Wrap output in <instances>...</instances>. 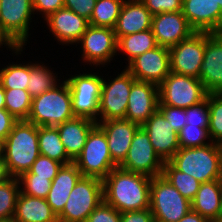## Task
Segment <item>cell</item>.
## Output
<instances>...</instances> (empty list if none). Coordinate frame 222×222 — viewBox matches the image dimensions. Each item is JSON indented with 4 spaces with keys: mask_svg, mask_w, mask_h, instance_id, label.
<instances>
[{
    "mask_svg": "<svg viewBox=\"0 0 222 222\" xmlns=\"http://www.w3.org/2000/svg\"><path fill=\"white\" fill-rule=\"evenodd\" d=\"M151 179L116 167L103 179L104 201L120 213L148 209Z\"/></svg>",
    "mask_w": 222,
    "mask_h": 222,
    "instance_id": "cell-1",
    "label": "cell"
},
{
    "mask_svg": "<svg viewBox=\"0 0 222 222\" xmlns=\"http://www.w3.org/2000/svg\"><path fill=\"white\" fill-rule=\"evenodd\" d=\"M39 155L38 126L27 120L17 121L4 146V158L11 176L18 178L28 172Z\"/></svg>",
    "mask_w": 222,
    "mask_h": 222,
    "instance_id": "cell-2",
    "label": "cell"
},
{
    "mask_svg": "<svg viewBox=\"0 0 222 222\" xmlns=\"http://www.w3.org/2000/svg\"><path fill=\"white\" fill-rule=\"evenodd\" d=\"M169 162L201 183L218 180L222 175L220 147L211 141L206 146L180 148Z\"/></svg>",
    "mask_w": 222,
    "mask_h": 222,
    "instance_id": "cell-3",
    "label": "cell"
},
{
    "mask_svg": "<svg viewBox=\"0 0 222 222\" xmlns=\"http://www.w3.org/2000/svg\"><path fill=\"white\" fill-rule=\"evenodd\" d=\"M32 98L27 121L36 126H56L74 118L71 92L65 81Z\"/></svg>",
    "mask_w": 222,
    "mask_h": 222,
    "instance_id": "cell-4",
    "label": "cell"
},
{
    "mask_svg": "<svg viewBox=\"0 0 222 222\" xmlns=\"http://www.w3.org/2000/svg\"><path fill=\"white\" fill-rule=\"evenodd\" d=\"M149 208L157 222H178L191 210V202L160 175L151 179Z\"/></svg>",
    "mask_w": 222,
    "mask_h": 222,
    "instance_id": "cell-5",
    "label": "cell"
},
{
    "mask_svg": "<svg viewBox=\"0 0 222 222\" xmlns=\"http://www.w3.org/2000/svg\"><path fill=\"white\" fill-rule=\"evenodd\" d=\"M104 200L103 180L81 176L71 190L59 222H86L91 212Z\"/></svg>",
    "mask_w": 222,
    "mask_h": 222,
    "instance_id": "cell-6",
    "label": "cell"
},
{
    "mask_svg": "<svg viewBox=\"0 0 222 222\" xmlns=\"http://www.w3.org/2000/svg\"><path fill=\"white\" fill-rule=\"evenodd\" d=\"M74 163L82 176L101 180L118 167L109 153L106 135L97 124L89 132L87 141Z\"/></svg>",
    "mask_w": 222,
    "mask_h": 222,
    "instance_id": "cell-7",
    "label": "cell"
},
{
    "mask_svg": "<svg viewBox=\"0 0 222 222\" xmlns=\"http://www.w3.org/2000/svg\"><path fill=\"white\" fill-rule=\"evenodd\" d=\"M65 80L71 92L74 116L88 118L97 123L103 77L96 73H80Z\"/></svg>",
    "mask_w": 222,
    "mask_h": 222,
    "instance_id": "cell-8",
    "label": "cell"
},
{
    "mask_svg": "<svg viewBox=\"0 0 222 222\" xmlns=\"http://www.w3.org/2000/svg\"><path fill=\"white\" fill-rule=\"evenodd\" d=\"M158 91L159 105L182 109L202 102L208 94L198 78L173 72L158 86Z\"/></svg>",
    "mask_w": 222,
    "mask_h": 222,
    "instance_id": "cell-9",
    "label": "cell"
},
{
    "mask_svg": "<svg viewBox=\"0 0 222 222\" xmlns=\"http://www.w3.org/2000/svg\"><path fill=\"white\" fill-rule=\"evenodd\" d=\"M163 165L164 161L155 152L149 135L140 126L134 134L125 160L119 167L153 178L162 175Z\"/></svg>",
    "mask_w": 222,
    "mask_h": 222,
    "instance_id": "cell-10",
    "label": "cell"
},
{
    "mask_svg": "<svg viewBox=\"0 0 222 222\" xmlns=\"http://www.w3.org/2000/svg\"><path fill=\"white\" fill-rule=\"evenodd\" d=\"M135 80L126 68L110 82L103 79L98 121L125 118L130 90Z\"/></svg>",
    "mask_w": 222,
    "mask_h": 222,
    "instance_id": "cell-11",
    "label": "cell"
},
{
    "mask_svg": "<svg viewBox=\"0 0 222 222\" xmlns=\"http://www.w3.org/2000/svg\"><path fill=\"white\" fill-rule=\"evenodd\" d=\"M205 43L206 32H194L189 38L169 48L171 72L199 79Z\"/></svg>",
    "mask_w": 222,
    "mask_h": 222,
    "instance_id": "cell-12",
    "label": "cell"
},
{
    "mask_svg": "<svg viewBox=\"0 0 222 222\" xmlns=\"http://www.w3.org/2000/svg\"><path fill=\"white\" fill-rule=\"evenodd\" d=\"M81 43L84 62L96 66L108 65L117 55V39L113 28L90 25L77 44Z\"/></svg>",
    "mask_w": 222,
    "mask_h": 222,
    "instance_id": "cell-13",
    "label": "cell"
},
{
    "mask_svg": "<svg viewBox=\"0 0 222 222\" xmlns=\"http://www.w3.org/2000/svg\"><path fill=\"white\" fill-rule=\"evenodd\" d=\"M32 14V0H0L1 26L19 47L28 41Z\"/></svg>",
    "mask_w": 222,
    "mask_h": 222,
    "instance_id": "cell-14",
    "label": "cell"
},
{
    "mask_svg": "<svg viewBox=\"0 0 222 222\" xmlns=\"http://www.w3.org/2000/svg\"><path fill=\"white\" fill-rule=\"evenodd\" d=\"M126 69L136 80L159 86L171 72L169 48L158 45L133 59Z\"/></svg>",
    "mask_w": 222,
    "mask_h": 222,
    "instance_id": "cell-15",
    "label": "cell"
},
{
    "mask_svg": "<svg viewBox=\"0 0 222 222\" xmlns=\"http://www.w3.org/2000/svg\"><path fill=\"white\" fill-rule=\"evenodd\" d=\"M151 29L157 45L166 48L173 47L195 32L182 11L152 15Z\"/></svg>",
    "mask_w": 222,
    "mask_h": 222,
    "instance_id": "cell-16",
    "label": "cell"
},
{
    "mask_svg": "<svg viewBox=\"0 0 222 222\" xmlns=\"http://www.w3.org/2000/svg\"><path fill=\"white\" fill-rule=\"evenodd\" d=\"M159 91L156 84L135 80L132 84L125 119L142 126L158 110Z\"/></svg>",
    "mask_w": 222,
    "mask_h": 222,
    "instance_id": "cell-17",
    "label": "cell"
},
{
    "mask_svg": "<svg viewBox=\"0 0 222 222\" xmlns=\"http://www.w3.org/2000/svg\"><path fill=\"white\" fill-rule=\"evenodd\" d=\"M182 13L195 32H222V10L215 0H183Z\"/></svg>",
    "mask_w": 222,
    "mask_h": 222,
    "instance_id": "cell-18",
    "label": "cell"
},
{
    "mask_svg": "<svg viewBox=\"0 0 222 222\" xmlns=\"http://www.w3.org/2000/svg\"><path fill=\"white\" fill-rule=\"evenodd\" d=\"M199 80L207 93H222V32H206Z\"/></svg>",
    "mask_w": 222,
    "mask_h": 222,
    "instance_id": "cell-19",
    "label": "cell"
},
{
    "mask_svg": "<svg viewBox=\"0 0 222 222\" xmlns=\"http://www.w3.org/2000/svg\"><path fill=\"white\" fill-rule=\"evenodd\" d=\"M147 132L155 152L165 162L180 149L178 133L157 110L141 126Z\"/></svg>",
    "mask_w": 222,
    "mask_h": 222,
    "instance_id": "cell-20",
    "label": "cell"
},
{
    "mask_svg": "<svg viewBox=\"0 0 222 222\" xmlns=\"http://www.w3.org/2000/svg\"><path fill=\"white\" fill-rule=\"evenodd\" d=\"M97 125L105 133L111 158L119 167L125 160L134 134L140 126L125 118L98 121Z\"/></svg>",
    "mask_w": 222,
    "mask_h": 222,
    "instance_id": "cell-21",
    "label": "cell"
},
{
    "mask_svg": "<svg viewBox=\"0 0 222 222\" xmlns=\"http://www.w3.org/2000/svg\"><path fill=\"white\" fill-rule=\"evenodd\" d=\"M55 40L62 44H75L86 31L89 22L72 10L63 7L45 19Z\"/></svg>",
    "mask_w": 222,
    "mask_h": 222,
    "instance_id": "cell-22",
    "label": "cell"
},
{
    "mask_svg": "<svg viewBox=\"0 0 222 222\" xmlns=\"http://www.w3.org/2000/svg\"><path fill=\"white\" fill-rule=\"evenodd\" d=\"M152 14L140 0H125L116 25L113 28L119 37L151 29Z\"/></svg>",
    "mask_w": 222,
    "mask_h": 222,
    "instance_id": "cell-23",
    "label": "cell"
},
{
    "mask_svg": "<svg viewBox=\"0 0 222 222\" xmlns=\"http://www.w3.org/2000/svg\"><path fill=\"white\" fill-rule=\"evenodd\" d=\"M81 176L80 170L72 162L62 165L53 179L45 199L57 217L62 213L71 190Z\"/></svg>",
    "mask_w": 222,
    "mask_h": 222,
    "instance_id": "cell-24",
    "label": "cell"
},
{
    "mask_svg": "<svg viewBox=\"0 0 222 222\" xmlns=\"http://www.w3.org/2000/svg\"><path fill=\"white\" fill-rule=\"evenodd\" d=\"M97 123L84 117H74L56 125L68 157L74 162L80 155L91 129Z\"/></svg>",
    "mask_w": 222,
    "mask_h": 222,
    "instance_id": "cell-25",
    "label": "cell"
},
{
    "mask_svg": "<svg viewBox=\"0 0 222 222\" xmlns=\"http://www.w3.org/2000/svg\"><path fill=\"white\" fill-rule=\"evenodd\" d=\"M191 210L199 213L209 221H217L222 214V198L219 179L200 184Z\"/></svg>",
    "mask_w": 222,
    "mask_h": 222,
    "instance_id": "cell-26",
    "label": "cell"
},
{
    "mask_svg": "<svg viewBox=\"0 0 222 222\" xmlns=\"http://www.w3.org/2000/svg\"><path fill=\"white\" fill-rule=\"evenodd\" d=\"M13 219L15 222H59L46 199L22 193L18 195Z\"/></svg>",
    "mask_w": 222,
    "mask_h": 222,
    "instance_id": "cell-27",
    "label": "cell"
},
{
    "mask_svg": "<svg viewBox=\"0 0 222 222\" xmlns=\"http://www.w3.org/2000/svg\"><path fill=\"white\" fill-rule=\"evenodd\" d=\"M38 145L42 156L49 157L63 165L73 162L67 155L56 126H38Z\"/></svg>",
    "mask_w": 222,
    "mask_h": 222,
    "instance_id": "cell-28",
    "label": "cell"
},
{
    "mask_svg": "<svg viewBox=\"0 0 222 222\" xmlns=\"http://www.w3.org/2000/svg\"><path fill=\"white\" fill-rule=\"evenodd\" d=\"M157 46L152 29L125 35L117 39V52L121 51L128 55V64L139 55Z\"/></svg>",
    "mask_w": 222,
    "mask_h": 222,
    "instance_id": "cell-29",
    "label": "cell"
},
{
    "mask_svg": "<svg viewBox=\"0 0 222 222\" xmlns=\"http://www.w3.org/2000/svg\"><path fill=\"white\" fill-rule=\"evenodd\" d=\"M57 75L45 65L29 62V81L27 91L32 98L41 95L57 85Z\"/></svg>",
    "mask_w": 222,
    "mask_h": 222,
    "instance_id": "cell-30",
    "label": "cell"
},
{
    "mask_svg": "<svg viewBox=\"0 0 222 222\" xmlns=\"http://www.w3.org/2000/svg\"><path fill=\"white\" fill-rule=\"evenodd\" d=\"M162 175L190 202L201 184L192 176L176 169L169 161L164 162Z\"/></svg>",
    "mask_w": 222,
    "mask_h": 222,
    "instance_id": "cell-31",
    "label": "cell"
},
{
    "mask_svg": "<svg viewBox=\"0 0 222 222\" xmlns=\"http://www.w3.org/2000/svg\"><path fill=\"white\" fill-rule=\"evenodd\" d=\"M125 0H97L90 25L114 28Z\"/></svg>",
    "mask_w": 222,
    "mask_h": 222,
    "instance_id": "cell-32",
    "label": "cell"
},
{
    "mask_svg": "<svg viewBox=\"0 0 222 222\" xmlns=\"http://www.w3.org/2000/svg\"><path fill=\"white\" fill-rule=\"evenodd\" d=\"M31 103L27 90L5 89V109L18 121L28 119Z\"/></svg>",
    "mask_w": 222,
    "mask_h": 222,
    "instance_id": "cell-33",
    "label": "cell"
},
{
    "mask_svg": "<svg viewBox=\"0 0 222 222\" xmlns=\"http://www.w3.org/2000/svg\"><path fill=\"white\" fill-rule=\"evenodd\" d=\"M29 81L28 64H9L0 70V83L4 89H27Z\"/></svg>",
    "mask_w": 222,
    "mask_h": 222,
    "instance_id": "cell-34",
    "label": "cell"
},
{
    "mask_svg": "<svg viewBox=\"0 0 222 222\" xmlns=\"http://www.w3.org/2000/svg\"><path fill=\"white\" fill-rule=\"evenodd\" d=\"M208 134L213 143L222 142V93H209Z\"/></svg>",
    "mask_w": 222,
    "mask_h": 222,
    "instance_id": "cell-35",
    "label": "cell"
},
{
    "mask_svg": "<svg viewBox=\"0 0 222 222\" xmlns=\"http://www.w3.org/2000/svg\"><path fill=\"white\" fill-rule=\"evenodd\" d=\"M19 193L20 186L17 178H12L0 185V219L14 217Z\"/></svg>",
    "mask_w": 222,
    "mask_h": 222,
    "instance_id": "cell-36",
    "label": "cell"
},
{
    "mask_svg": "<svg viewBox=\"0 0 222 222\" xmlns=\"http://www.w3.org/2000/svg\"><path fill=\"white\" fill-rule=\"evenodd\" d=\"M17 179L20 186V193L44 199L47 197L52 183L51 180L37 177L36 174H22Z\"/></svg>",
    "mask_w": 222,
    "mask_h": 222,
    "instance_id": "cell-37",
    "label": "cell"
},
{
    "mask_svg": "<svg viewBox=\"0 0 222 222\" xmlns=\"http://www.w3.org/2000/svg\"><path fill=\"white\" fill-rule=\"evenodd\" d=\"M180 148L206 146L210 141L208 128L185 125L178 133ZM206 139L209 141L206 142Z\"/></svg>",
    "mask_w": 222,
    "mask_h": 222,
    "instance_id": "cell-38",
    "label": "cell"
},
{
    "mask_svg": "<svg viewBox=\"0 0 222 222\" xmlns=\"http://www.w3.org/2000/svg\"><path fill=\"white\" fill-rule=\"evenodd\" d=\"M62 165V163L56 160L39 155L33 162L30 170L23 174H36L37 177L47 178L53 181Z\"/></svg>",
    "mask_w": 222,
    "mask_h": 222,
    "instance_id": "cell-39",
    "label": "cell"
},
{
    "mask_svg": "<svg viewBox=\"0 0 222 222\" xmlns=\"http://www.w3.org/2000/svg\"><path fill=\"white\" fill-rule=\"evenodd\" d=\"M186 120L190 126L209 127L208 94L202 102L186 108Z\"/></svg>",
    "mask_w": 222,
    "mask_h": 222,
    "instance_id": "cell-40",
    "label": "cell"
},
{
    "mask_svg": "<svg viewBox=\"0 0 222 222\" xmlns=\"http://www.w3.org/2000/svg\"><path fill=\"white\" fill-rule=\"evenodd\" d=\"M86 222H121V213L103 200L91 212Z\"/></svg>",
    "mask_w": 222,
    "mask_h": 222,
    "instance_id": "cell-41",
    "label": "cell"
},
{
    "mask_svg": "<svg viewBox=\"0 0 222 222\" xmlns=\"http://www.w3.org/2000/svg\"><path fill=\"white\" fill-rule=\"evenodd\" d=\"M158 110L163 114L166 120L169 121L175 132L179 133L180 130L187 125L186 109L159 105Z\"/></svg>",
    "mask_w": 222,
    "mask_h": 222,
    "instance_id": "cell-42",
    "label": "cell"
},
{
    "mask_svg": "<svg viewBox=\"0 0 222 222\" xmlns=\"http://www.w3.org/2000/svg\"><path fill=\"white\" fill-rule=\"evenodd\" d=\"M152 15L182 11L183 0H140Z\"/></svg>",
    "mask_w": 222,
    "mask_h": 222,
    "instance_id": "cell-43",
    "label": "cell"
},
{
    "mask_svg": "<svg viewBox=\"0 0 222 222\" xmlns=\"http://www.w3.org/2000/svg\"><path fill=\"white\" fill-rule=\"evenodd\" d=\"M96 1L97 0H64V7L89 21L96 5Z\"/></svg>",
    "mask_w": 222,
    "mask_h": 222,
    "instance_id": "cell-44",
    "label": "cell"
},
{
    "mask_svg": "<svg viewBox=\"0 0 222 222\" xmlns=\"http://www.w3.org/2000/svg\"><path fill=\"white\" fill-rule=\"evenodd\" d=\"M34 12L42 13L44 20L64 7V0H32Z\"/></svg>",
    "mask_w": 222,
    "mask_h": 222,
    "instance_id": "cell-45",
    "label": "cell"
},
{
    "mask_svg": "<svg viewBox=\"0 0 222 222\" xmlns=\"http://www.w3.org/2000/svg\"><path fill=\"white\" fill-rule=\"evenodd\" d=\"M154 217L150 210H136L121 213V222H153Z\"/></svg>",
    "mask_w": 222,
    "mask_h": 222,
    "instance_id": "cell-46",
    "label": "cell"
},
{
    "mask_svg": "<svg viewBox=\"0 0 222 222\" xmlns=\"http://www.w3.org/2000/svg\"><path fill=\"white\" fill-rule=\"evenodd\" d=\"M18 120L15 119L6 109H0V138L6 139L11 132L14 124Z\"/></svg>",
    "mask_w": 222,
    "mask_h": 222,
    "instance_id": "cell-47",
    "label": "cell"
},
{
    "mask_svg": "<svg viewBox=\"0 0 222 222\" xmlns=\"http://www.w3.org/2000/svg\"><path fill=\"white\" fill-rule=\"evenodd\" d=\"M2 45H5L7 48L12 49L14 51L13 53L16 55L21 54L23 51V47H19L9 36L8 34L3 30L1 23H0V47Z\"/></svg>",
    "mask_w": 222,
    "mask_h": 222,
    "instance_id": "cell-48",
    "label": "cell"
},
{
    "mask_svg": "<svg viewBox=\"0 0 222 222\" xmlns=\"http://www.w3.org/2000/svg\"><path fill=\"white\" fill-rule=\"evenodd\" d=\"M178 222H209V220L199 213L190 210Z\"/></svg>",
    "mask_w": 222,
    "mask_h": 222,
    "instance_id": "cell-49",
    "label": "cell"
},
{
    "mask_svg": "<svg viewBox=\"0 0 222 222\" xmlns=\"http://www.w3.org/2000/svg\"><path fill=\"white\" fill-rule=\"evenodd\" d=\"M13 177L9 173L7 163L4 157H0V185L4 184L5 182L9 181Z\"/></svg>",
    "mask_w": 222,
    "mask_h": 222,
    "instance_id": "cell-50",
    "label": "cell"
},
{
    "mask_svg": "<svg viewBox=\"0 0 222 222\" xmlns=\"http://www.w3.org/2000/svg\"><path fill=\"white\" fill-rule=\"evenodd\" d=\"M0 109H5V89L0 83Z\"/></svg>",
    "mask_w": 222,
    "mask_h": 222,
    "instance_id": "cell-51",
    "label": "cell"
},
{
    "mask_svg": "<svg viewBox=\"0 0 222 222\" xmlns=\"http://www.w3.org/2000/svg\"><path fill=\"white\" fill-rule=\"evenodd\" d=\"M5 140L0 138V157H4Z\"/></svg>",
    "mask_w": 222,
    "mask_h": 222,
    "instance_id": "cell-52",
    "label": "cell"
},
{
    "mask_svg": "<svg viewBox=\"0 0 222 222\" xmlns=\"http://www.w3.org/2000/svg\"><path fill=\"white\" fill-rule=\"evenodd\" d=\"M0 222H15L13 218L0 219Z\"/></svg>",
    "mask_w": 222,
    "mask_h": 222,
    "instance_id": "cell-53",
    "label": "cell"
},
{
    "mask_svg": "<svg viewBox=\"0 0 222 222\" xmlns=\"http://www.w3.org/2000/svg\"><path fill=\"white\" fill-rule=\"evenodd\" d=\"M219 185H220V190H221V198H222V175L219 178Z\"/></svg>",
    "mask_w": 222,
    "mask_h": 222,
    "instance_id": "cell-54",
    "label": "cell"
},
{
    "mask_svg": "<svg viewBox=\"0 0 222 222\" xmlns=\"http://www.w3.org/2000/svg\"><path fill=\"white\" fill-rule=\"evenodd\" d=\"M215 1H216V3H219L221 10H222V0H215Z\"/></svg>",
    "mask_w": 222,
    "mask_h": 222,
    "instance_id": "cell-55",
    "label": "cell"
},
{
    "mask_svg": "<svg viewBox=\"0 0 222 222\" xmlns=\"http://www.w3.org/2000/svg\"><path fill=\"white\" fill-rule=\"evenodd\" d=\"M220 151H221V160H222V142L219 143Z\"/></svg>",
    "mask_w": 222,
    "mask_h": 222,
    "instance_id": "cell-56",
    "label": "cell"
},
{
    "mask_svg": "<svg viewBox=\"0 0 222 222\" xmlns=\"http://www.w3.org/2000/svg\"><path fill=\"white\" fill-rule=\"evenodd\" d=\"M217 222H222V214L220 215L219 219L217 220Z\"/></svg>",
    "mask_w": 222,
    "mask_h": 222,
    "instance_id": "cell-57",
    "label": "cell"
}]
</instances>
